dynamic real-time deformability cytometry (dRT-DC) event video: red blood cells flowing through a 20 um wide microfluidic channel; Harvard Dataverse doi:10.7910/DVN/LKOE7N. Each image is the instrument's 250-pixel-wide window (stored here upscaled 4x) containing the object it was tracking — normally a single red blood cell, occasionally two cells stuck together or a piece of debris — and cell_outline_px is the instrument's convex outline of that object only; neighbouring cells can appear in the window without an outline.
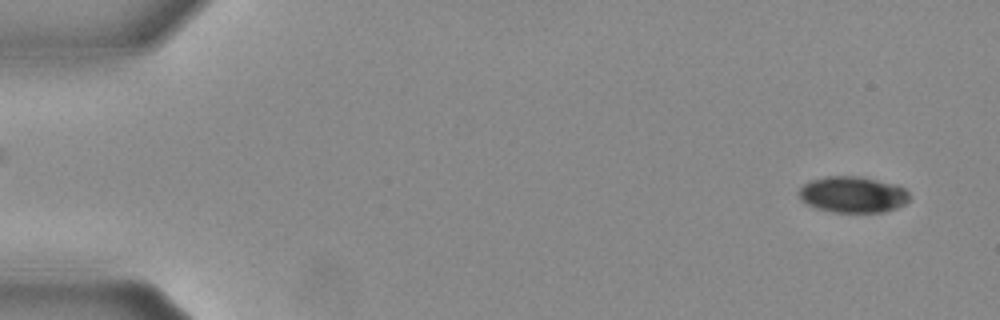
{"species": "Egyptian fruit bat (a non-hibernating species)", "species_latin": "Rousettus aegyptiacus", "temperature_condition": "warm", "stored_images_in_passage": 54, "camera_frame_rate_fps": 3000, "um_per_image_px": 0.085, "animal": {"sex": "female"}, "frame": {"image": 1, "passage_image": 4, "time_ms": 1.0, "image_size_px": [1000, 320], "cell_outline_px": [[908, 200], [904, 204], [896, 208], [884, 212], [836, 212], [816, 208], [800, 200], [796, 192], [804, 184], [812, 180], [824, 176], [860, 176], [896, 184], [904, 188], [908, 192]], "centroid_in_image_um": [72.46, 16.53], "position_along_channel_um": 12.5, "area_um2": 23.41}}
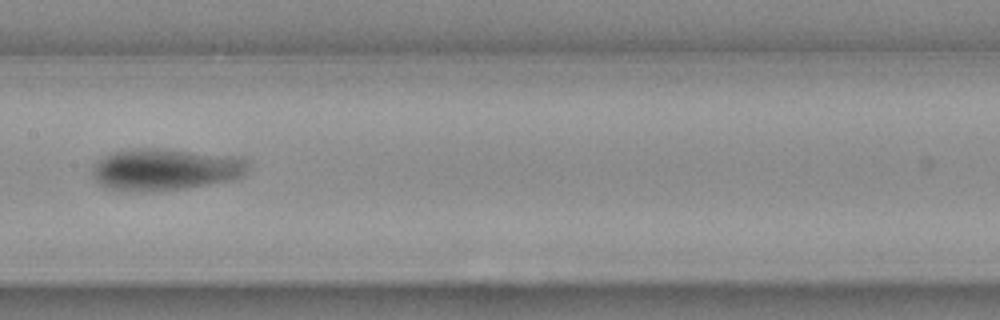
{"frame": {"image": 2, "passage_image": 30, "time_ms": 9.667, "image_size_px": [1000, 320], "cell_outline_px": [[248, 164], [244, 172], [240, 176], [228, 180], [184, 188], [108, 188], [96, 180], [92, 168], [104, 156], [112, 152], [132, 148], [164, 148], [248, 156]], "centroid_in_image_um": [14.16, 14.31], "position_along_channel_um": 193.2, "area_um2": 36.93}}
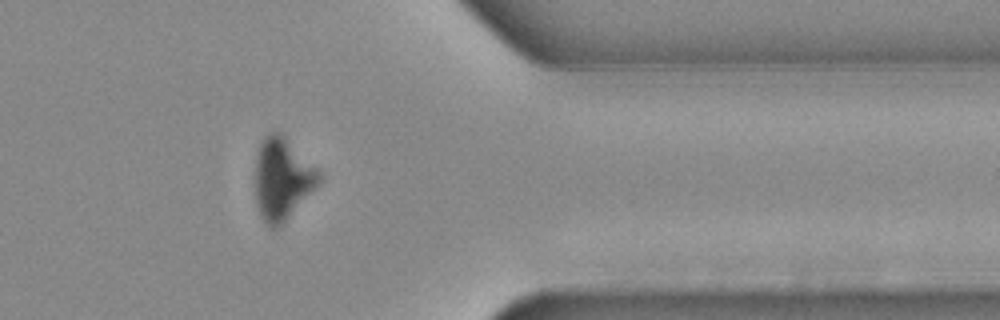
{"frame": {"image": 3, "passage_image": 47, "time_ms": 15.333, "image_size_px": [1000, 320], "cell_outline_px": [[320, 184], [276, 228], [272, 228], [264, 220], [256, 204], [256, 160], [260, 144], [264, 136], [272, 132], [280, 132], [320, 172]], "centroid_in_image_um": [23.99, 15.18], "position_along_channel_um": 387.4, "area_um2": 29.54}}